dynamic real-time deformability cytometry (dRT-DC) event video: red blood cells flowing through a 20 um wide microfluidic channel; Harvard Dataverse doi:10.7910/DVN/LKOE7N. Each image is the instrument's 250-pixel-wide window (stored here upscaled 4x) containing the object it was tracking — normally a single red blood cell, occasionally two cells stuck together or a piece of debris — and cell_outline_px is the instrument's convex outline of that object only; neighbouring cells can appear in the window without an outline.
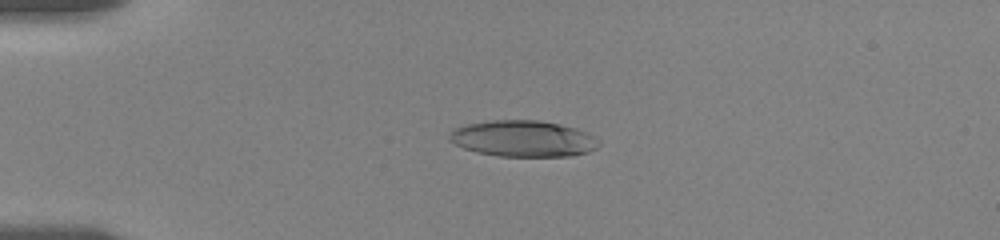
{"species": "human", "species_latin": "Homo sapiens", "temperature_condition": "room temperature", "stored_images_in_passage": 8, "camera_frame_rate_fps": 3000, "um_per_image_px": 0.085, "donor": {"sex": "female"}, "frame": {"image": 1, "passage_image": 3, "time_ms": 1.667, "image_size_px": [1000, 240], "cell_outline_px": [[600, 144], [596, 148], [588, 152], [568, 156], [500, 156], [476, 152], [464, 148], [448, 140], [448, 132], [452, 128], [468, 124], [488, 120], [540, 120], [560, 124], [576, 128], [588, 132], [600, 140]], "centroid_in_image_um": [44.46, 11.77], "position_along_channel_um": 40.5, "area_um2": 31.85}}
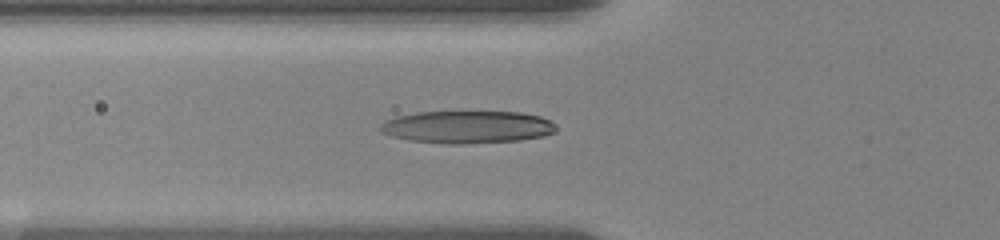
{"frame": {"image": 2, "passage_image": 6, "time_ms": 4.0, "image_size_px": [1000, 240], "cell_outline_px": [[556, 132], [544, 136], [520, 140], [468, 144], [444, 144], [408, 140], [392, 136], [380, 132], [376, 128], [384, 120], [396, 116], [416, 112], [520, 112], [540, 116], [552, 120], [556, 124]], "centroid_in_image_um": [39.7, 10.8], "position_along_channel_um": 86.1, "area_um2": 33.87}}
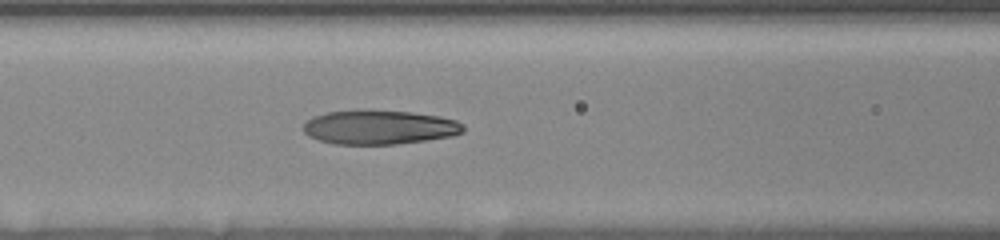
{"frame": {"image": 3, "passage_image": 8, "time_ms": 5.333, "image_size_px": [1000, 240], "cell_outline_px": [[464, 132], [452, 136], [396, 144], [332, 144], [308, 136], [304, 132], [304, 124], [312, 116], [328, 112], [412, 112], [440, 116], [456, 120], [464, 124]], "centroid_in_image_um": [32.28, 10.84], "position_along_channel_um": 134.3, "area_um2": 31.15}}